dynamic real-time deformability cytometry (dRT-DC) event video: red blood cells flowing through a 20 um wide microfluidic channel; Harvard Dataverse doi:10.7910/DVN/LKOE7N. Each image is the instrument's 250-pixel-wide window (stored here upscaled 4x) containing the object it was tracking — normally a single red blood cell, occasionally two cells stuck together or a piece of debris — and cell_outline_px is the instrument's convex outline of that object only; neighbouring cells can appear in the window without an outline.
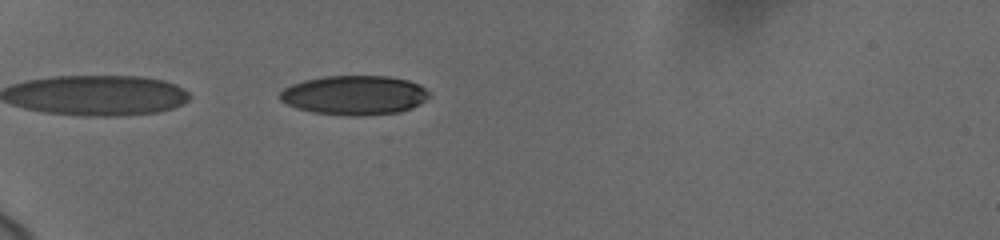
{"species": "human", "species_latin": "Homo sapiens", "temperature_condition": "cold", "stored_images_in_passage": 42, "camera_frame_rate_fps": 3000, "um_per_image_px": 0.085, "donor": {"sex": "female"}, "frame": {"image": 1, "passage_image": 2, "time_ms": 0.333, "image_size_px": [1000, 240], "cell_outline_px": [[428, 96], [424, 100], [412, 108], [400, 112], [360, 116], [352, 116], [312, 112], [296, 108], [280, 100], [280, 92], [284, 88], [292, 84], [304, 80], [324, 76], [388, 76], [408, 80], [420, 84], [428, 92]], "centroid_in_image_um": [30.11, 8.09], "position_along_channel_um": 54.9, "area_um2": 34.16}}
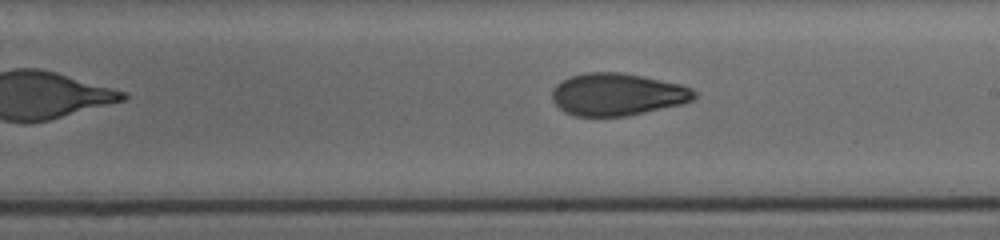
{"frame": {"image": 2, "passage_image": 21, "time_ms": 6.0, "image_size_px": [1000, 240], "cell_outline_px": [[696, 96], [692, 100], [680, 104], [624, 116], [576, 116], [564, 112], [552, 100], [552, 88], [556, 84], [572, 76], [584, 72], [620, 72], [680, 84], [692, 88], [696, 92]], "centroid_in_image_um": [52.44, 8.02], "position_along_channel_um": 236.6, "area_um2": 34.74}}
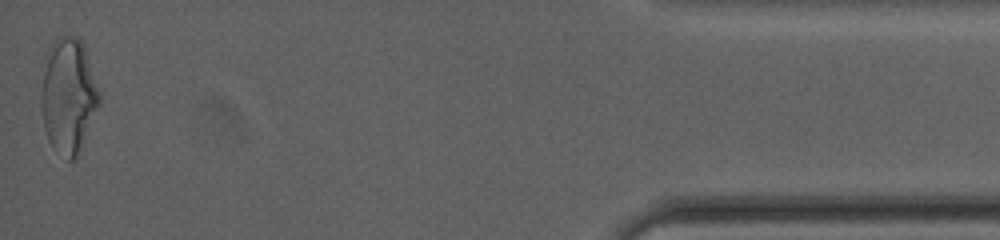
{"frame": {"image": 3, "passage_image": 41, "time_ms": 13.0, "image_size_px": [1000, 240], "cell_outline_px": [[100, 104], [80, 156], [72, 160], [68, 160], [52, 148], [48, 140], [44, 128], [40, 104], [40, 96], [44, 56], [52, 40], [60, 36], [72, 36], [80, 40], [84, 44], [100, 92]], "centroid_in_image_um": [5.8, 8.16], "position_along_channel_um": 429.4, "area_um2": 40.17}, "authors_computed_cell_mechanics": {"area_um2": 35.4314, "velocity_mm_per_s": 3.7199, "shape_relaxation_time_tau1_ms": 5.339, "shape_relaxation_time_tau2_ms": 2.5002, "deformation_change_tau1": 0.1655, "deformation_change_tau2": 0.0823}}